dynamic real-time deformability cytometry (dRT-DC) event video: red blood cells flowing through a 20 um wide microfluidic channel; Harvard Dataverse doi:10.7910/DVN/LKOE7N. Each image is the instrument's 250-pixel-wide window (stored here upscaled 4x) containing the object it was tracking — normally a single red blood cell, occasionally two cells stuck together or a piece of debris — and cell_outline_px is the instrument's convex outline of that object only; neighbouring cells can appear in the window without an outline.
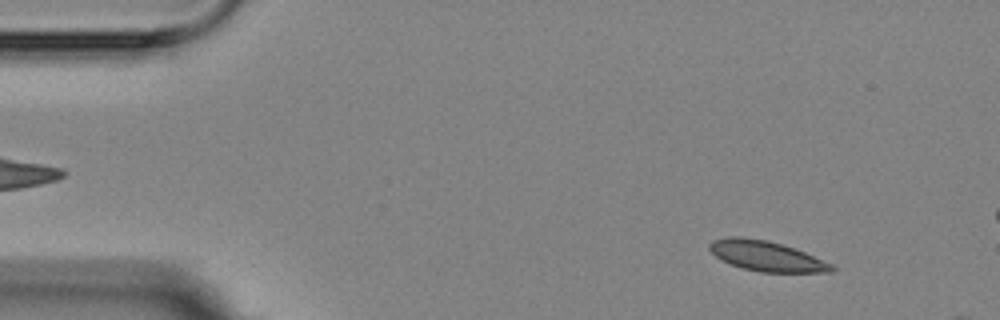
{"species": "Egyptian fruit bat (a non-hibernating species)", "species_latin": "Rousettus aegyptiacus", "temperature_condition": "room temperature", "stored_images_in_passage": 2, "camera_frame_rate_fps": 3000, "um_per_image_px": 0.085, "animal": {"sex": "female"}, "frame": {"image": 1, "passage_image": 1, "time_ms": 0.0, "image_size_px": [1000, 320], "cell_outline_px": [[836, 268], [832, 272], [760, 272], [744, 268], [720, 260], [708, 248], [708, 244], [712, 240], [728, 236], [740, 236], [768, 240], [804, 252], [832, 264]], "centroid_in_image_um": [65.1, 21.75], "position_along_channel_um": 19.9, "area_um2": 21.33}}